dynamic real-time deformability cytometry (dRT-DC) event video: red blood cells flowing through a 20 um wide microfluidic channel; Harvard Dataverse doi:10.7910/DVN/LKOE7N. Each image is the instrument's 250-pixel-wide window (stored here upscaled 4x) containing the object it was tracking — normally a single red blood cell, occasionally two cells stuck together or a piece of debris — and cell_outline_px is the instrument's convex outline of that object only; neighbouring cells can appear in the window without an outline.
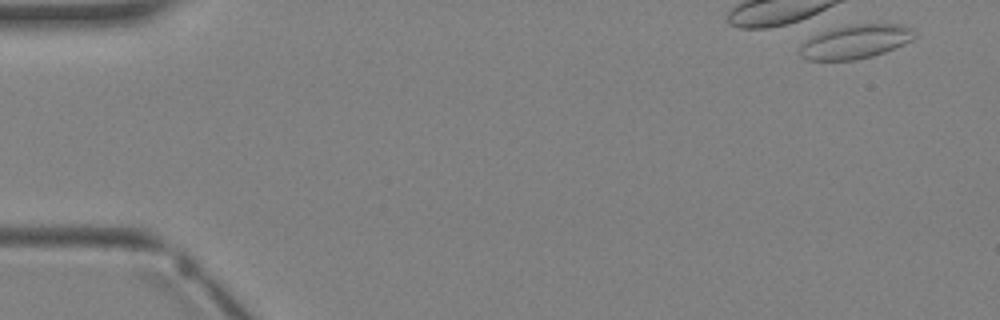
{"species": "Egyptian fruit bat (a non-hibernating species)", "species_latin": "Rousettus aegyptiacus", "temperature_condition": "warm", "stored_images_in_passage": 3, "camera_frame_rate_fps": 3000, "um_per_image_px": 0.085, "animal": {"sex": "female"}, "frame": {"image": 1, "passage_image": 1, "time_ms": 0.0, "image_size_px": [1000, 320], "cell_outline_px": [[916, 36], [912, 40], [884, 52], [872, 56], [856, 60], [808, 60], [800, 56], [800, 48], [812, 36], [828, 28], [848, 24], [900, 24], [912, 28]], "centroid_in_image_um": [72.71, 3.53], "position_along_channel_um": 12.3, "area_um2": 22.66}}